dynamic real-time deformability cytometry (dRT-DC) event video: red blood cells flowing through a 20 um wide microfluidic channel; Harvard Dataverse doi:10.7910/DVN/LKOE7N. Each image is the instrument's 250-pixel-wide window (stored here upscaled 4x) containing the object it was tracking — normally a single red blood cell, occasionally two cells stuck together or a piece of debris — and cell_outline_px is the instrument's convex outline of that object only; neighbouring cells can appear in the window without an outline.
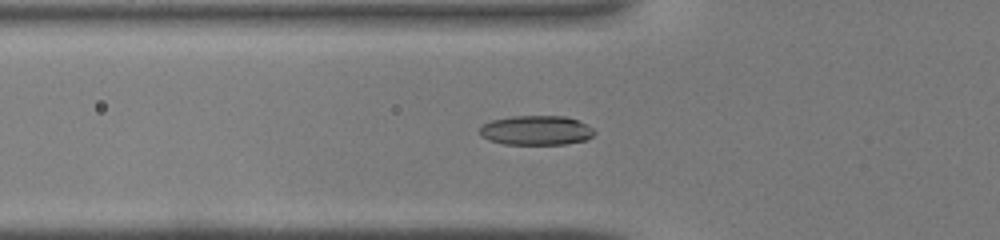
{"species": "common noctule bat (a hibernating species)", "species_latin": "Nyctalus noctula", "temperature_condition": "warm", "stored_images_in_passage": 34, "camera_frame_rate_fps": 3000, "um_per_image_px": 0.085, "animal": {"sex": "male", "body_mass_g": 19.0, "forearm_length_mm": 50.8}, "frame": {"image": 1, "passage_image": 11, "time_ms": 3.333, "image_size_px": [1000, 240], "cell_outline_px": [[596, 132], [588, 140], [564, 144], [504, 144], [488, 140], [480, 136], [480, 128], [484, 124], [492, 120], [512, 116], [564, 116], [576, 120], [592, 128]], "centroid_in_image_um": [45.57, 11.09], "position_along_channel_um": 80.2, "area_um2": 19.65}}
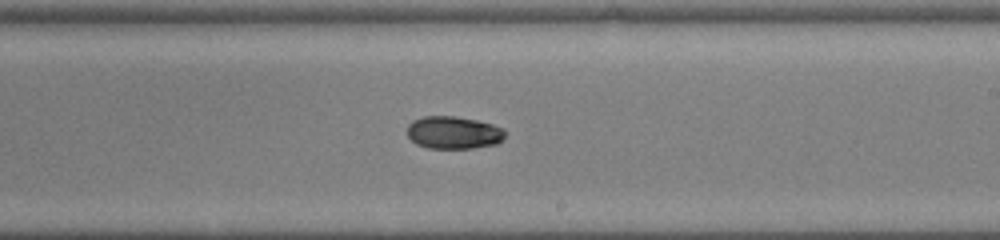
{"frame": {"image": 2, "passage_image": 22, "time_ms": 7.0, "image_size_px": [1000, 240], "cell_outline_px": [[504, 140], [496, 144], [472, 148], [428, 148], [416, 144], [408, 136], [408, 124], [412, 120], [424, 116], [456, 116], [476, 120], [492, 124], [504, 128]], "centroid_in_image_um": [38.55, 11.27], "position_along_channel_um": 250.4, "area_um2": 18.67}}
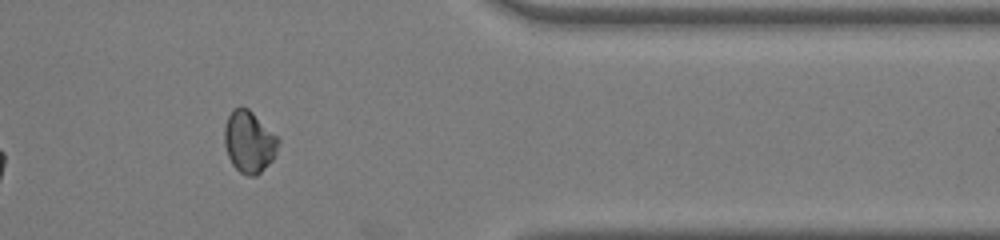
{"frame": {"image": 3, "passage_image": 32, "time_ms": 10.333, "image_size_px": [1000, 240], "cell_outline_px": [[280, 140], [276, 152], [272, 160], [256, 176], [248, 176], [240, 172], [232, 164], [228, 156], [224, 144], [224, 124], [232, 108], [240, 104], [248, 108]], "centroid_in_image_um": [21.13, 12.03], "position_along_channel_um": 390.3, "area_um2": 19.42}}